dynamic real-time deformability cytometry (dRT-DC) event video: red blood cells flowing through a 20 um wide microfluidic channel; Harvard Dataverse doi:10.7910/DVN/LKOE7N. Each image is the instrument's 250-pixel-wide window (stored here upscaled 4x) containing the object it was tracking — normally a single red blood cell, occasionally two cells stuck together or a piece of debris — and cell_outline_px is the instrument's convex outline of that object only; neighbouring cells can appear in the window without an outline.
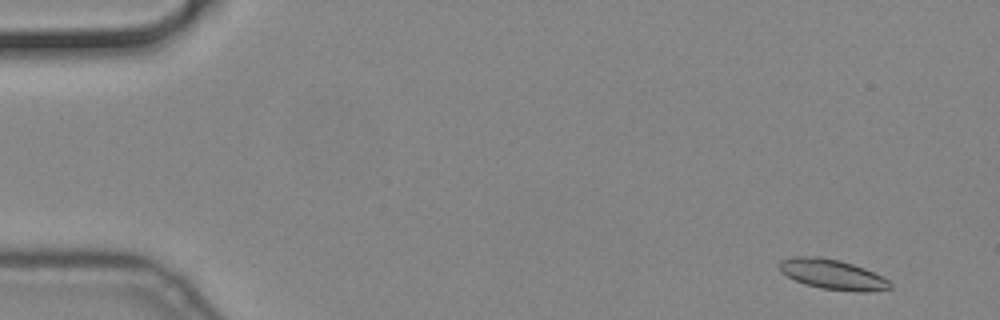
{"species": "common noctule bat (a hibernating species)", "species_latin": "Nyctalus noctula", "temperature_condition": "cold", "stored_images_in_passage": 56, "camera_frame_rate_fps": 3000, "um_per_image_px": 0.085, "animal": {"sex": "male", "body_mass_g": 19.2, "forearm_length_mm": 51.8}, "frame": {"image": 1, "passage_image": 3, "time_ms": 0.667, "image_size_px": [1000, 320], "cell_outline_px": [[892, 288], [868, 292], [860, 292], [820, 288], [804, 284], [780, 272], [780, 260], [792, 256], [820, 256], [840, 260], [864, 268], [888, 280], [892, 284]], "centroid_in_image_um": [70.75, 23.32], "position_along_channel_um": 14.3, "area_um2": 19.36}}
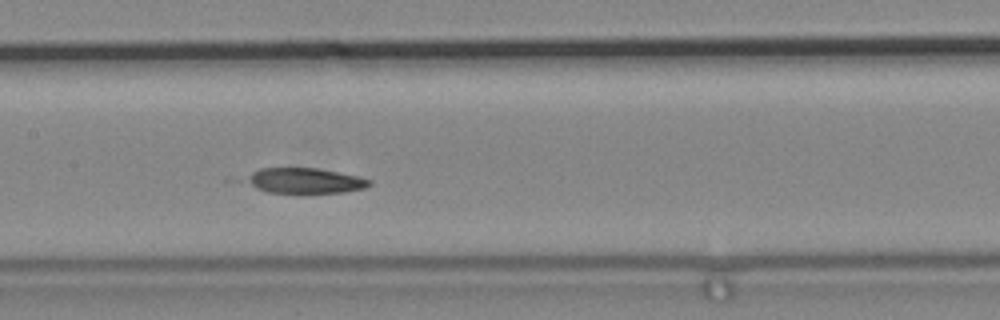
{"frame": {"image": 2, "passage_image": 27, "time_ms": 8.667, "image_size_px": [1000, 320], "cell_outline_px": [[372, 184], [364, 188], [344, 192], [296, 196], [268, 192], [256, 188], [244, 180], [244, 176], [260, 168], [316, 168], [360, 176], [372, 180]], "centroid_in_image_um": [25.9, 15.4], "position_along_channel_um": 181.5, "area_um2": 19.19}}
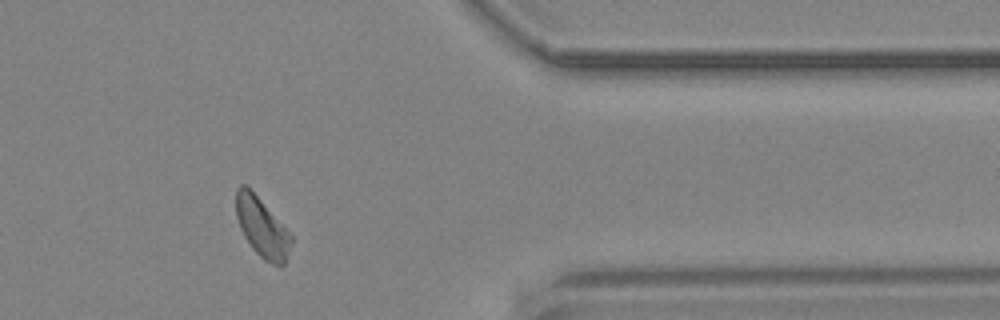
{"frame": {"image": 3, "passage_image": 46, "time_ms": 15.0, "image_size_px": [1000, 320], "cell_outline_px": [[292, 240], [284, 264], [272, 264], [264, 260], [252, 248], [244, 236], [240, 228], [236, 216], [236, 188], [240, 184], [244, 184], [260, 200], [292, 236]], "centroid_in_image_um": [22.23, 19.34], "position_along_channel_um": 389.2, "area_um2": 18.44}}